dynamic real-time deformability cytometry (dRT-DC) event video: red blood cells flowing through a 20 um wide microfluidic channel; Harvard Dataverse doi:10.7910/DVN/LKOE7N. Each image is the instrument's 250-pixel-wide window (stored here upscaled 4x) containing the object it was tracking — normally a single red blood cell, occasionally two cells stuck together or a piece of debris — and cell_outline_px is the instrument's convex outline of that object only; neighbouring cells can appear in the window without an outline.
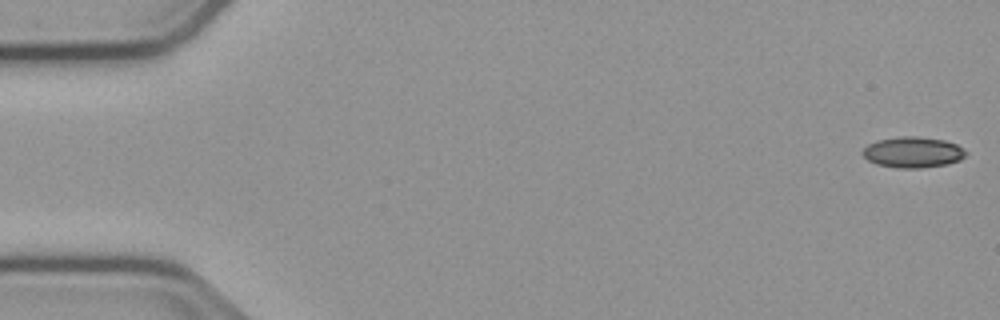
{"species": "common noctule bat (a hibernating species)", "species_latin": "Nyctalus noctula", "temperature_condition": "cold", "stored_images_in_passage": 55, "camera_frame_rate_fps": 3000, "um_per_image_px": 0.085, "animal": {"sex": "male", "body_mass_g": 23.1, "forearm_length_mm": 52.7}, "frame": {"image": 1, "passage_image": 1, "time_ms": 0.0, "image_size_px": [1000, 320], "cell_outline_px": [[968, 152], [960, 160], [948, 164], [920, 168], [896, 168], [876, 164], [868, 160], [860, 152], [868, 144], [876, 140], [900, 136], [916, 136], [944, 140], [956, 144]], "centroid_in_image_um": [77.57, 12.94], "position_along_channel_um": 7.4, "area_um2": 18.67}}
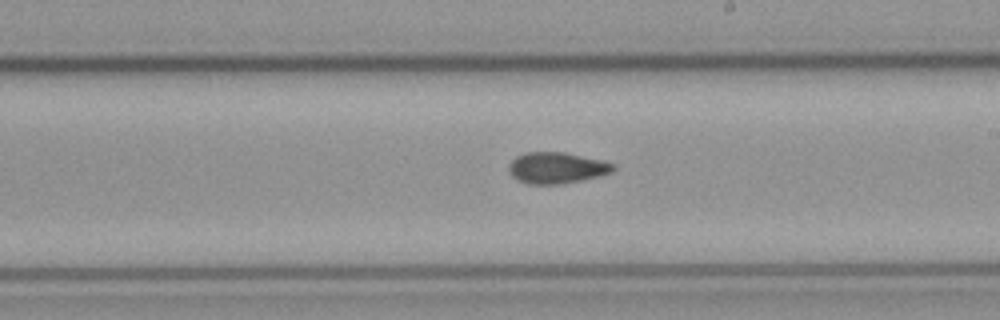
{"frame": {"image": 2, "passage_image": 31, "time_ms": 10.0, "image_size_px": [1000, 320], "cell_outline_px": [[616, 168], [612, 172], [580, 180], [556, 184], [528, 184], [512, 176], [508, 168], [508, 164], [516, 156], [524, 152], [564, 152], [604, 160], [616, 164]], "centroid_in_image_um": [47.32, 14.24], "position_along_channel_um": 241.7, "area_um2": 18.96}}
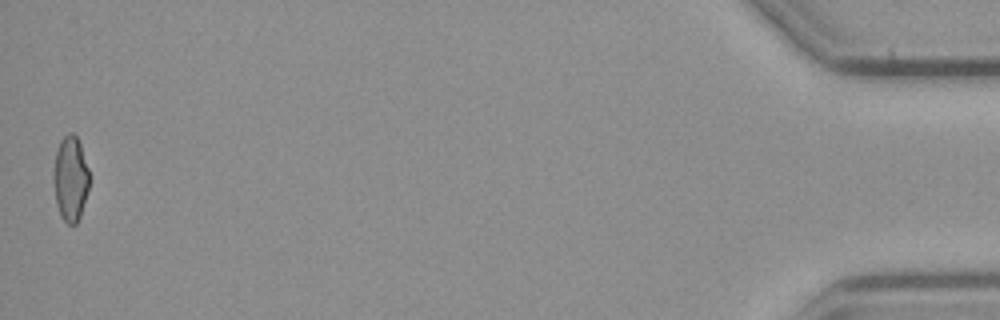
{"frame": {"image": 3, "passage_image": 54, "time_ms": 17.667, "image_size_px": [1000, 320], "cell_outline_px": [[88, 188], [80, 216], [76, 224], [68, 224], [60, 216], [56, 204], [52, 180], [52, 172], [56, 152], [60, 140], [68, 132], [72, 132], [76, 136], [80, 144], [88, 168]], "centroid_in_image_um": [5.95, 15.18], "position_along_channel_um": 429.2, "area_um2": 17.8}}